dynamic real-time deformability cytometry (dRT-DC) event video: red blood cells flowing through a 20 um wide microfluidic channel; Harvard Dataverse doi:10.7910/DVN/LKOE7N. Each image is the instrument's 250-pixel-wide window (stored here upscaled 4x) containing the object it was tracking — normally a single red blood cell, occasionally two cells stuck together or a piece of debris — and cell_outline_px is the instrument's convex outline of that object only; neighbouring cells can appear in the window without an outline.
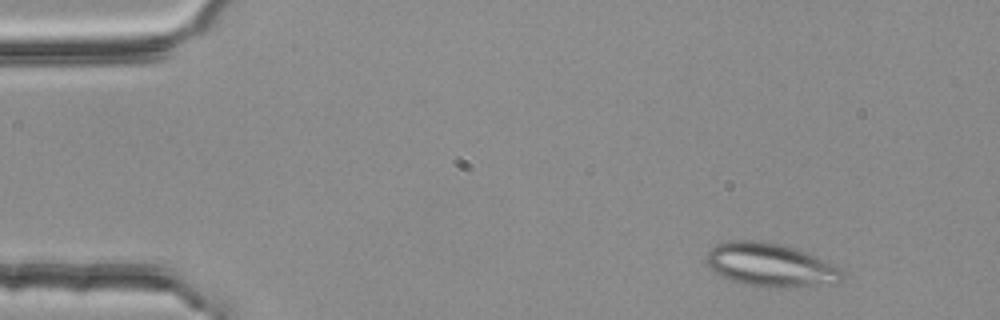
{"species": "common noctule bat (a hibernating species)", "species_latin": "Nyctalus noctula", "temperature_condition": "room temperature", "stored_images_in_passage": 3, "camera_frame_rate_fps": 3000, "um_per_image_px": 0.085, "animal": {"sex": "female", "body_mass_g": 25.1}, "frame": {"image": 1, "passage_image": 1, "time_ms": 0.0, "image_size_px": [1000, 320], "cell_outline_px": [[844, 276], [836, 284], [768, 288], [748, 284], [732, 280], [720, 276], [704, 260], [704, 256], [716, 244], [728, 240], [756, 240], [780, 244], [796, 248], [816, 256], [840, 268]], "centroid_in_image_um": [65.48, 22.51], "position_along_channel_um": 19.5, "area_um2": 34.39}}